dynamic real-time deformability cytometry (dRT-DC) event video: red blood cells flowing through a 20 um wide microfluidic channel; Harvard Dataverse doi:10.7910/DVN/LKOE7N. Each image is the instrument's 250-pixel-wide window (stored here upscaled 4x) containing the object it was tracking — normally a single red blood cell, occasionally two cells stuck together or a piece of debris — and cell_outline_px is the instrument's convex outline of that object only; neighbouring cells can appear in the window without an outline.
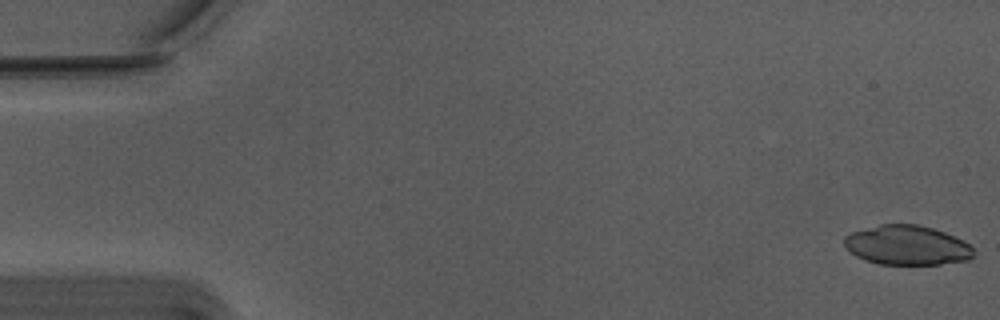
{"species": "Egyptian fruit bat (a non-hibernating species)", "species_latin": "Rousettus aegyptiacus", "temperature_condition": "warm", "stored_images_in_passage": 55, "camera_frame_rate_fps": 3000, "um_per_image_px": 0.085, "animal": {"sex": "male"}, "frame": {"image": 1, "passage_image": 1, "time_ms": 0.0, "image_size_px": [1000, 320], "cell_outline_px": [[976, 252], [968, 260], [940, 264], [880, 264], [864, 260], [848, 252], [844, 248], [844, 236], [852, 232], [880, 224], [916, 224], [932, 228], [944, 232], [964, 240]], "centroid_in_image_um": [77.07, 20.85], "position_along_channel_um": 7.9, "area_um2": 29.94}}
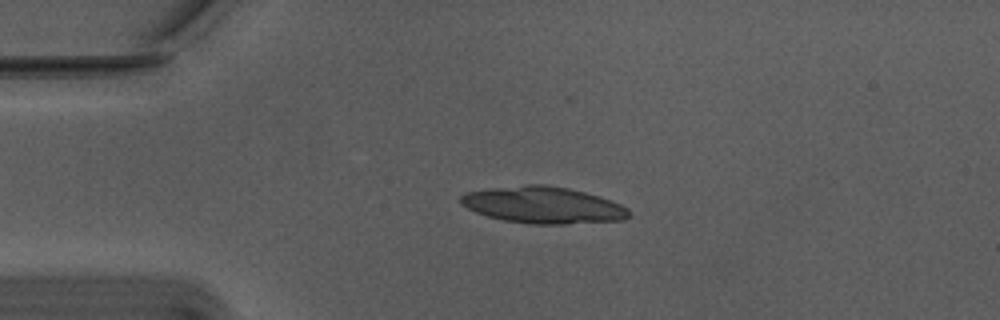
{"frame": {"image": 2, "passage_image": 13, "time_ms": 4.0, "image_size_px": [1000, 320], "cell_outline_px": [[632, 212], [624, 220], [564, 224], [528, 224], [504, 220], [488, 216], [476, 212], [460, 204], [460, 196], [468, 192], [492, 188], [528, 184], [544, 184], [568, 188], [584, 192], [620, 204], [628, 208]], "centroid_in_image_um": [46.17, 17.44], "position_along_channel_um": 38.8, "area_um2": 35.78}}